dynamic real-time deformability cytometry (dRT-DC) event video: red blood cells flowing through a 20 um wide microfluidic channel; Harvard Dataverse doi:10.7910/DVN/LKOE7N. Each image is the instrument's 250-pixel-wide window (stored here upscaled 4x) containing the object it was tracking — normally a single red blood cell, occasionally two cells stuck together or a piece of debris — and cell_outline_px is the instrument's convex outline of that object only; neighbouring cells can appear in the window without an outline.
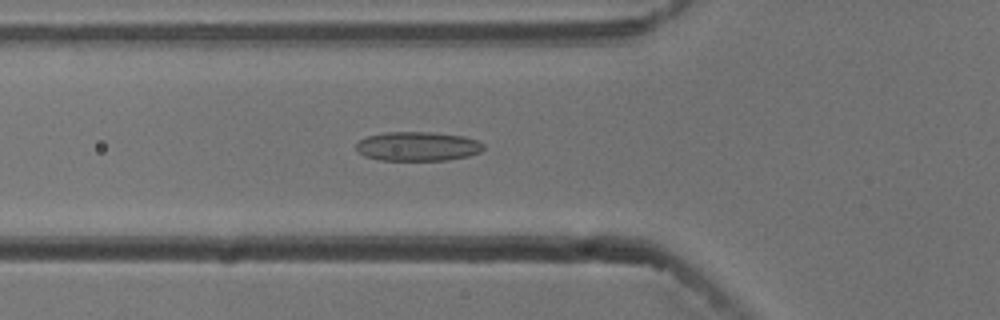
{"species": "common noctule bat (a hibernating species)", "species_latin": "Nyctalus noctula", "temperature_condition": "cold", "stored_images_in_passage": 54, "camera_frame_rate_fps": 3000, "um_per_image_px": 0.085, "animal": {"sex": "male", "body_mass_g": 13.3}, "frame": {"image": 1, "passage_image": 19, "time_ms": 6.0, "image_size_px": [1000, 320], "cell_outline_px": [[484, 148], [480, 152], [468, 156], [444, 160], [380, 160], [364, 156], [356, 148], [356, 144], [360, 140], [368, 136], [388, 132], [428, 132], [464, 136], [476, 140], [484, 144]], "centroid_in_image_um": [35.51, 12.44], "position_along_channel_um": 90.3, "area_um2": 21.5}}
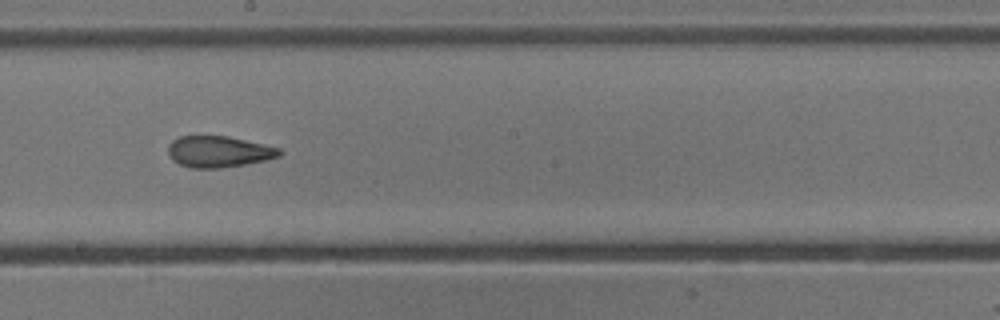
{"frame": {"image": 2, "passage_image": 30, "time_ms": 9.667, "image_size_px": [1000, 320], "cell_outline_px": [[284, 152], [280, 156], [264, 160], [244, 164], [216, 168], [192, 168], [180, 164], [172, 160], [168, 152], [168, 144], [172, 140], [180, 136], [228, 136], [264, 144], [280, 148]], "centroid_in_image_um": [18.58, 12.88], "position_along_channel_um": 229.6, "area_um2": 20.23}}
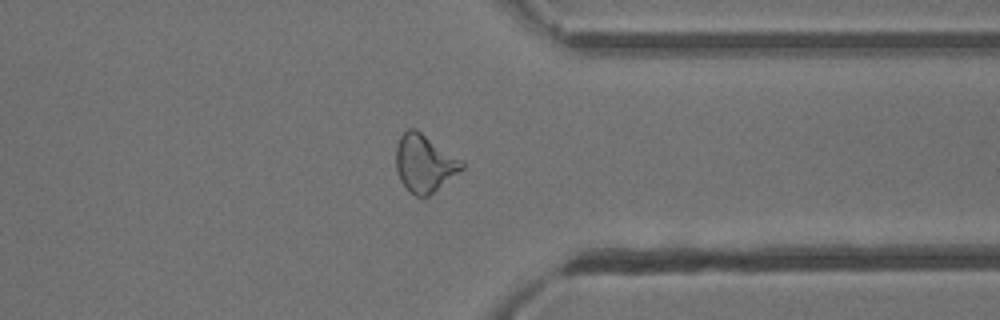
{"frame": {"image": 3, "passage_image": 42, "time_ms": 13.667, "image_size_px": [1000, 320], "cell_outline_px": [[464, 168], [460, 172], [428, 196], [416, 196], [408, 192], [400, 180], [396, 168], [396, 148], [400, 136], [408, 128], [416, 128], [464, 160]], "centroid_in_image_um": [36.09, 13.86], "position_along_channel_um": 375.3, "area_um2": 22.37}, "authors_computed_cell_mechanics": {"area_um2": 21.6461, "velocity_mm_per_s": 3.7667, "shape_relaxation_time_tau1_ms": null, "shape_relaxation_time_tau2_ms": 2.4465, "deformation_change_tau1": null, "deformation_change_tau2": 0.1064}}